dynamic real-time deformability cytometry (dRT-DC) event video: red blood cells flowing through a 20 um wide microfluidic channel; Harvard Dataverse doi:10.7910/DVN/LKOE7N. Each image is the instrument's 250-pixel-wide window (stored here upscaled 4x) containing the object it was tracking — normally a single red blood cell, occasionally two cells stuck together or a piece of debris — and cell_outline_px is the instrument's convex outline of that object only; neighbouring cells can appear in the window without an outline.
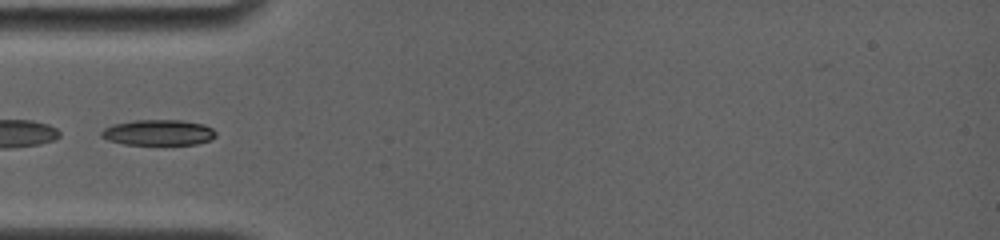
{"species": "common noctule bat (a hibernating species)", "species_latin": "Nyctalus noctula", "temperature_condition": "room temperature", "stored_images_in_passage": 10, "camera_frame_rate_fps": 4000, "um_per_image_px": 0.085, "animal": {"sex": "female", "body_mass_g": 19.0, "forearm_length_mm": 56.7}, "frame": {"image": 1, "passage_image": 1, "time_ms": 0.0, "image_size_px": [1000, 240], "cell_outline_px": [[216, 136], [208, 140], [196, 144], [124, 144], [108, 140], [100, 136], [100, 132], [104, 128], [112, 124], [132, 120], [180, 120], [204, 124], [212, 128], [216, 132]], "centroid_in_image_um": [13.43, 11.25], "position_along_channel_um": 71.6, "area_um2": 17.11}}
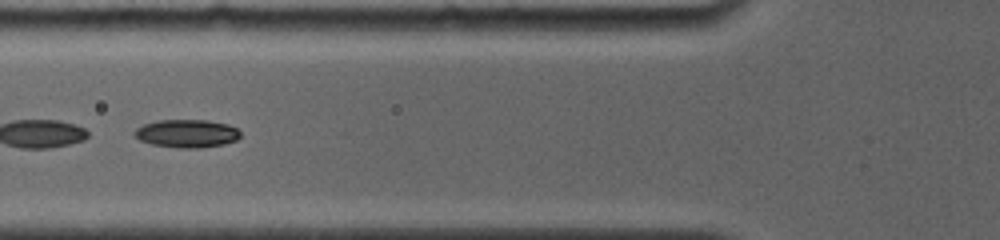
{"frame": {"image": 2, "passage_image": 2, "time_ms": 1.0, "image_size_px": [1000, 240], "cell_outline_px": [[240, 136], [236, 140], [224, 144], [200, 148], [180, 148], [152, 144], [140, 140], [132, 132], [136, 128], [144, 124], [156, 120], [208, 120], [228, 124], [236, 128], [240, 132]], "centroid_in_image_um": [15.88, 11.34], "position_along_channel_um": 109.9, "area_um2": 17.34}}
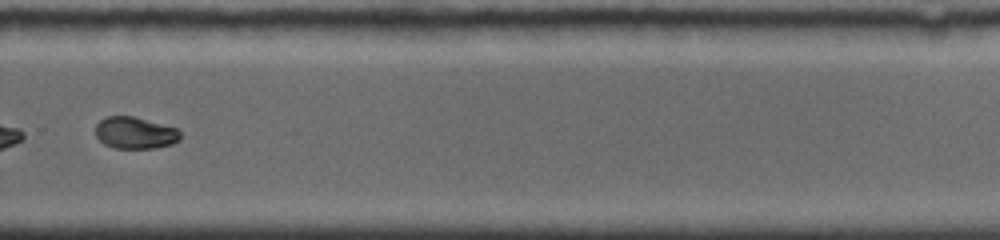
{"frame": {"image": 3, "passage_image": 7, "time_ms": 6.5, "image_size_px": [1000, 240], "cell_outline_px": [[180, 140], [172, 144], [152, 148], [112, 148], [104, 144], [96, 136], [96, 124], [100, 120], [108, 116], [132, 116], [176, 128], [180, 132]], "centroid_in_image_um": [11.46, 11.3], "position_along_channel_um": 318.3, "area_um2": 15.61}}